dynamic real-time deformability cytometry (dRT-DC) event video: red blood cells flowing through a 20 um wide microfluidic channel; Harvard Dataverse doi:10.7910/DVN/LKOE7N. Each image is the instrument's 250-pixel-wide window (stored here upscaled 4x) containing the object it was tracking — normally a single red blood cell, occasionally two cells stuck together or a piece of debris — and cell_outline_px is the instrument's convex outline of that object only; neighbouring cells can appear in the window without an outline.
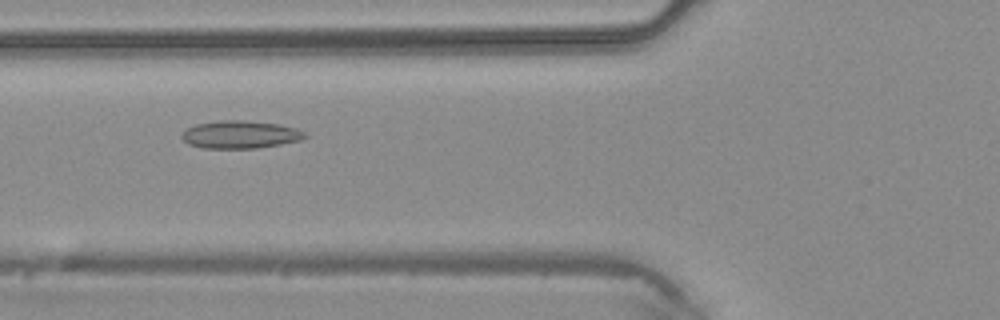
{"species": "common noctule bat (a hibernating species)", "species_latin": "Nyctalus noctula", "temperature_condition": "warm", "stored_images_in_passage": 46, "camera_frame_rate_fps": 3000, "um_per_image_px": 0.085, "animal": {"sex": "male", "body_mass_g": 20.4}, "frame": {"image": 1, "passage_image": 18, "time_ms": 5.667, "image_size_px": [1000, 320], "cell_outline_px": [[308, 136], [300, 140], [280, 144], [256, 148], [204, 148], [188, 144], [180, 136], [188, 128], [196, 124], [220, 120], [244, 120], [276, 124], [296, 128], [304, 132]], "centroid_in_image_um": [20.41, 11.44], "position_along_channel_um": 105.4, "area_um2": 19.71}}
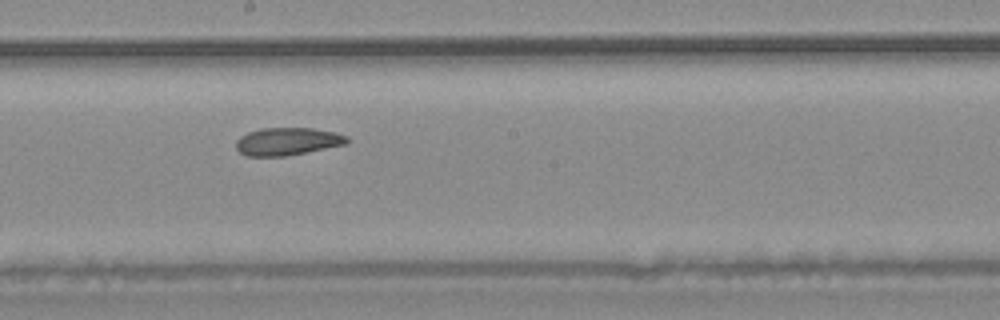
{"frame": {"image": 2, "passage_image": 26, "time_ms": 8.333, "image_size_px": [1000, 320], "cell_outline_px": [[352, 140], [348, 144], [284, 156], [248, 156], [240, 152], [236, 148], [236, 140], [240, 136], [248, 132], [260, 128], [312, 128], [336, 132], [348, 136]], "centroid_in_image_um": [24.47, 12.01], "position_along_channel_um": 223.7, "area_um2": 18.03}}
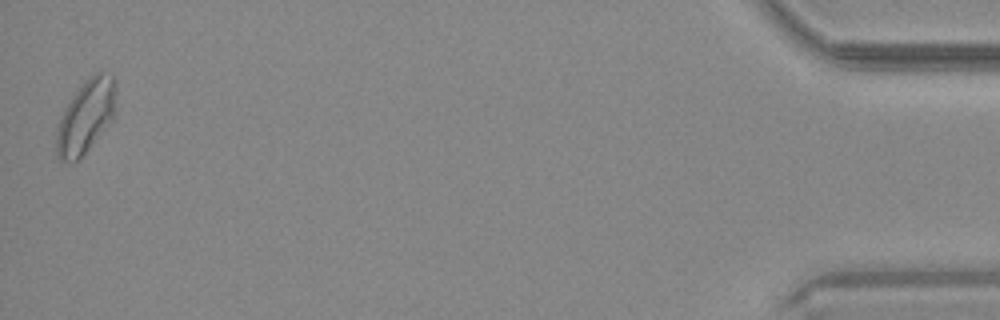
{"frame": {"image": 3, "passage_image": 46, "time_ms": 15.0, "image_size_px": [1000, 320], "cell_outline_px": [[116, 88], [112, 120], [88, 148], [72, 164], [60, 160], [56, 156], [56, 128], [60, 116], [64, 108], [72, 96], [84, 80], [96, 72], [112, 72], [116, 80]], "centroid_in_image_um": [7.27, 9.86], "position_along_channel_um": 427.9, "area_um2": 25.49}}